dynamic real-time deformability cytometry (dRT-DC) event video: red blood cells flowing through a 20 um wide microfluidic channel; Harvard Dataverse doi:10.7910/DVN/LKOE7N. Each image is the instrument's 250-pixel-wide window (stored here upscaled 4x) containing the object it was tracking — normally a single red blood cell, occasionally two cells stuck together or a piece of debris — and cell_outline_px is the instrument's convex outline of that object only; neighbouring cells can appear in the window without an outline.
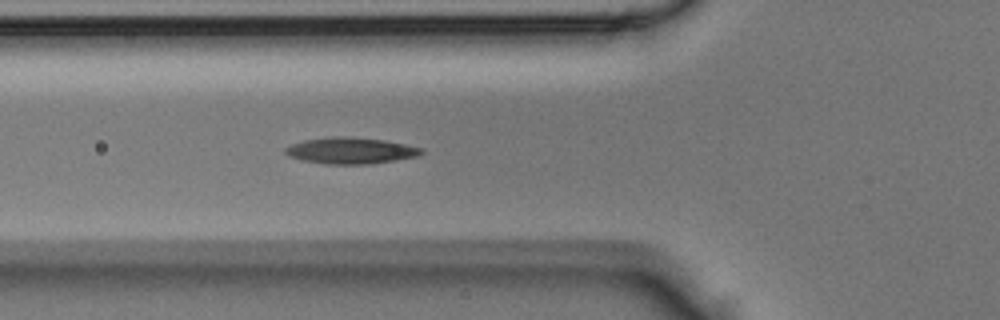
{"species": "Egyptian fruit bat (a non-hibernating species)", "species_latin": "Rousettus aegyptiacus", "temperature_condition": "room temperature", "stored_images_in_passage": 12, "camera_frame_rate_fps": 3000, "um_per_image_px": 0.085, "animal": {"sex": "male"}, "frame": {"image": 1, "passage_image": 6, "time_ms": 1.667, "image_size_px": [1000, 320], "cell_outline_px": [[424, 152], [416, 156], [396, 160], [372, 164], [324, 164], [300, 160], [288, 156], [284, 152], [284, 148], [292, 144], [304, 140], [332, 136], [348, 136], [384, 140], [424, 148]], "centroid_in_image_um": [29.78, 12.8], "position_along_channel_um": 96.0, "area_um2": 21.04}}
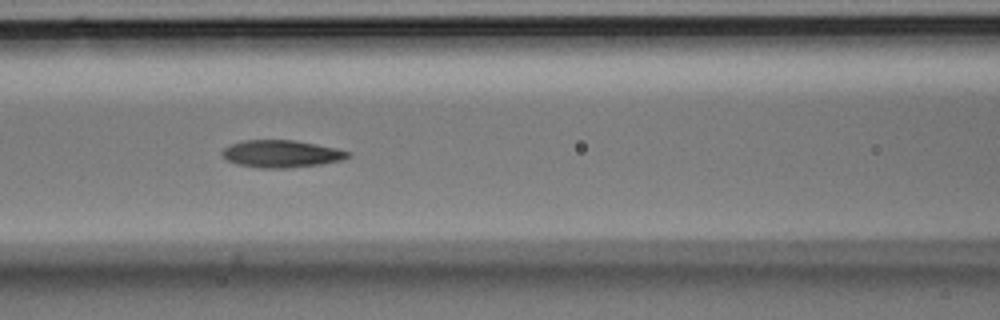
{"frame": {"image": 2, "passage_image": 9, "time_ms": 2.667, "image_size_px": [1000, 320], "cell_outline_px": [[352, 156], [340, 160], [320, 164], [284, 168], [260, 168], [236, 164], [228, 160], [220, 152], [224, 148], [240, 140], [292, 140], [316, 144], [336, 148], [352, 152]], "centroid_in_image_um": [23.92, 13.07], "position_along_channel_um": 142.7, "area_um2": 19.94}}